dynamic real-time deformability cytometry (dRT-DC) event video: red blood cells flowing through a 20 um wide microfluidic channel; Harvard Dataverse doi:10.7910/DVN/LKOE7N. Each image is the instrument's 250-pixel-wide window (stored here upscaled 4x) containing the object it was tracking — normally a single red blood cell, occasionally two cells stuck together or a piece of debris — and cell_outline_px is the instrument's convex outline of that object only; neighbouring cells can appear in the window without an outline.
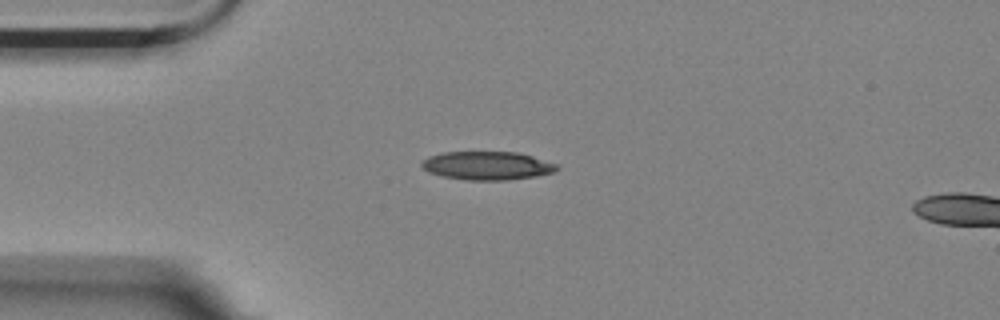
{"species": "Egyptian fruit bat (a non-hibernating species)", "species_latin": "Rousettus aegyptiacus", "temperature_condition": "room temperature", "stored_images_in_passage": 13, "segment_of_instrument_passage": [1, 2], "camera_frame_rate_fps": 3000, "um_per_image_px": 0.085, "animal": {"sex": "female"}, "frame": {"image": 1, "passage_image": 1, "time_ms": 0.0, "image_size_px": [1000, 320], "cell_outline_px": [[560, 168], [552, 172], [536, 176], [508, 180], [464, 180], [444, 176], [428, 172], [420, 164], [420, 160], [428, 156], [440, 152], [516, 152], [532, 156], [560, 164]], "centroid_in_image_um": [41.4, 14.07], "position_along_channel_um": 43.6, "area_um2": 22.6}}
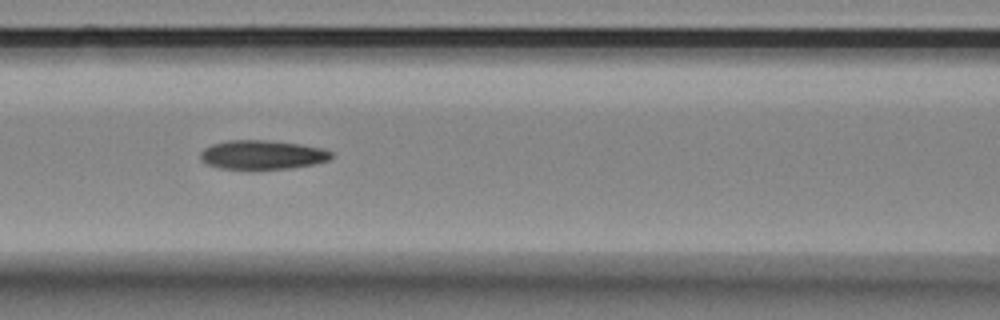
{"frame": {"image": 2, "passage_image": 4, "time_ms": 1.0, "image_size_px": [1000, 320], "cell_outline_px": [[332, 156], [328, 160], [312, 164], [288, 168], [220, 168], [208, 164], [200, 160], [200, 152], [204, 148], [212, 144], [228, 140], [264, 140], [296, 144], [320, 148], [332, 152]], "centroid_in_image_um": [22.24, 13.14], "position_along_channel_um": 144.4, "area_um2": 21.62}}
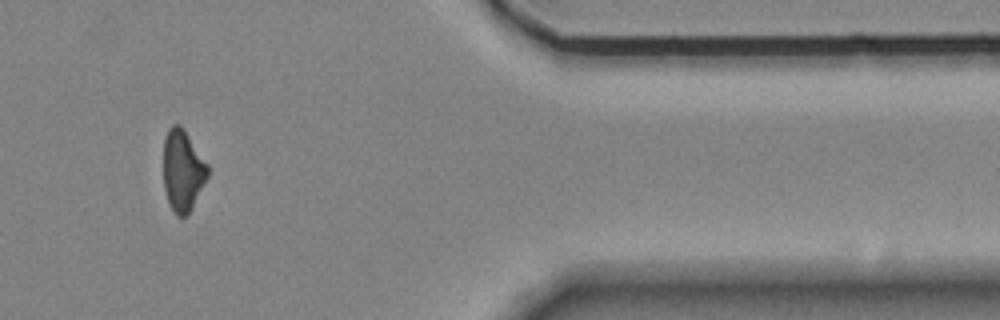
{"frame": {"image": 3, "passage_image": 10, "time_ms": 3.0, "image_size_px": [1000, 320], "cell_outline_px": [[208, 176], [188, 216], [176, 216], [168, 204], [164, 188], [164, 140], [168, 128], [172, 124], [180, 124], [208, 164]], "centroid_in_image_um": [15.52, 14.52], "position_along_channel_um": 395.9, "area_um2": 21.04}}